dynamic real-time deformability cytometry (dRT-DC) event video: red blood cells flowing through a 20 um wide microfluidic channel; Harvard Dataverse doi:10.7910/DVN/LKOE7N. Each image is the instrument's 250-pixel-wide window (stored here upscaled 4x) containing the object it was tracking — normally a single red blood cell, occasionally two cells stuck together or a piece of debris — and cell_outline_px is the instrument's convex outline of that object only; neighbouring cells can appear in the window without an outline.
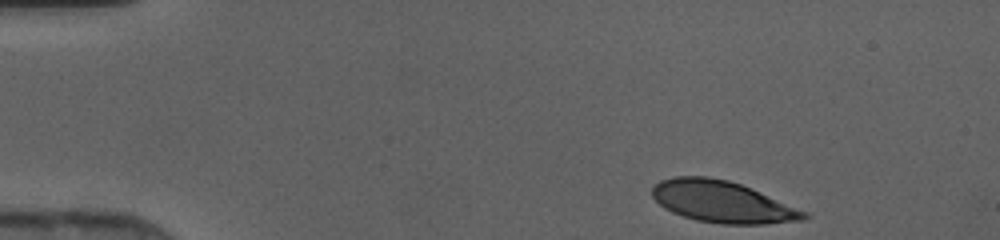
{"species": "human", "species_latin": "Homo sapiens", "temperature_condition": "cold", "stored_images_in_passage": 41, "camera_frame_rate_fps": 3000, "um_per_image_px": 0.085, "donor": {"sex": "female"}, "frame": {"image": 1, "passage_image": 1, "time_ms": 0.0, "image_size_px": [1000, 240], "cell_outline_px": [[812, 216], [804, 220], [764, 224], [720, 224], [696, 220], [672, 212], [664, 208], [652, 196], [652, 188], [660, 180], [676, 176], [708, 176], [728, 180], [740, 184], [808, 212]], "centroid_in_image_um": [61.4, 17.16], "position_along_channel_um": 23.6, "area_um2": 36.7}}
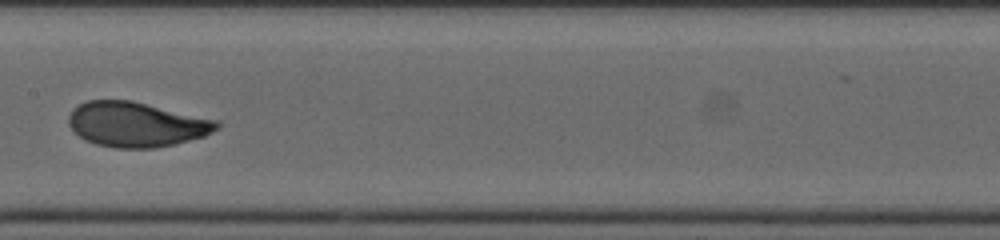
{"frame": {"image": 2, "passage_image": 19, "time_ms": 6.0, "image_size_px": [1000, 240], "cell_outline_px": [[220, 128], [204, 136], [156, 148], [116, 148], [96, 144], [84, 140], [68, 124], [68, 116], [72, 108], [88, 100], [132, 100], [220, 120]], "centroid_in_image_um": [11.61, 10.56], "position_along_channel_um": 195.8, "area_um2": 38.96}}
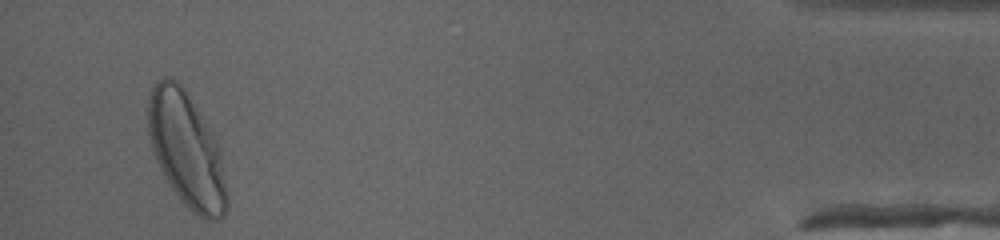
{"frame": {"image": 3, "passage_image": 39, "time_ms": 12.667, "image_size_px": [1000, 240], "cell_outline_px": [[228, 208], [224, 216], [216, 220], [204, 220], [188, 208], [180, 200], [164, 176], [156, 160], [148, 136], [148, 100], [152, 88], [156, 80], [164, 76], [168, 76], [176, 80], [184, 88], [216, 144], [220, 152], [228, 192]], "centroid_in_image_um": [15.84, 12.79], "position_along_channel_um": 419.4, "area_um2": 52.08}}